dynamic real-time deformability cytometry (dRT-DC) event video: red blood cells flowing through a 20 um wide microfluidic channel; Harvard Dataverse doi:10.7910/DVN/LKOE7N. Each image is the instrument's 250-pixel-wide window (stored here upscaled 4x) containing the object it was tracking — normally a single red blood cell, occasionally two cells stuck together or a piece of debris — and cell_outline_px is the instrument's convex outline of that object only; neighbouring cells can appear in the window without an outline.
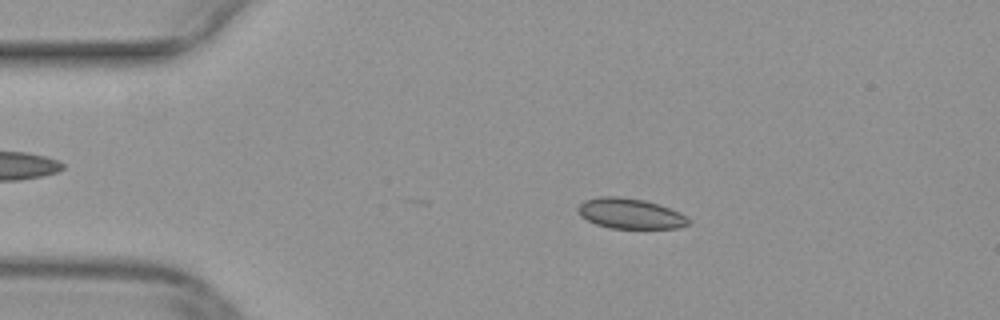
{"species": "common noctule bat (a hibernating species)", "species_latin": "Nyctalus noctula", "temperature_condition": "warm", "stored_images_in_passage": 38, "camera_frame_rate_fps": 3000, "um_per_image_px": 0.085, "animal": {"sex": "female", "body_mass_g": 29.2, "forearm_length_mm": 56.3}, "frame": {"image": 1, "passage_image": 9, "time_ms": 2.667, "image_size_px": [1000, 320], "cell_outline_px": [[692, 224], [680, 228], [608, 228], [596, 224], [580, 216], [576, 208], [584, 200], [600, 196], [616, 196], [644, 200], [660, 204], [680, 212], [688, 216], [692, 220]], "centroid_in_image_um": [53.62, 18.15], "position_along_channel_um": 31.4, "area_um2": 19.88}}
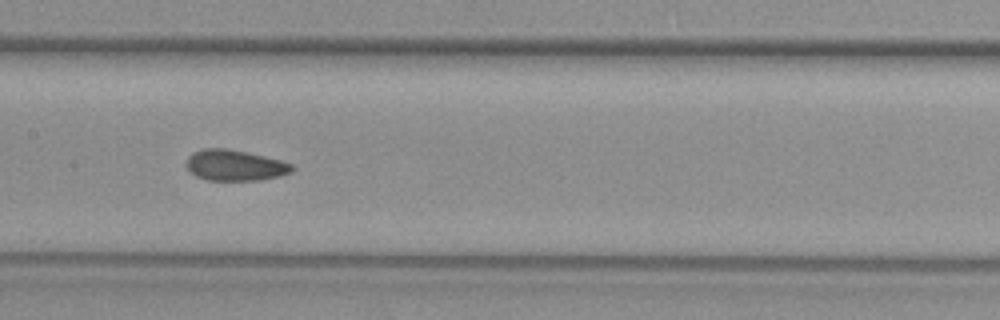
{"frame": {"image": 2, "passage_image": 24, "time_ms": 7.667, "image_size_px": [1000, 320], "cell_outline_px": [[296, 168], [292, 172], [280, 176], [260, 180], [208, 180], [196, 176], [184, 164], [188, 156], [192, 152], [204, 148], [228, 148], [264, 156], [280, 160], [292, 164]], "centroid_in_image_um": [19.97, 14.04], "position_along_channel_um": 187.4, "area_um2": 19.13}}
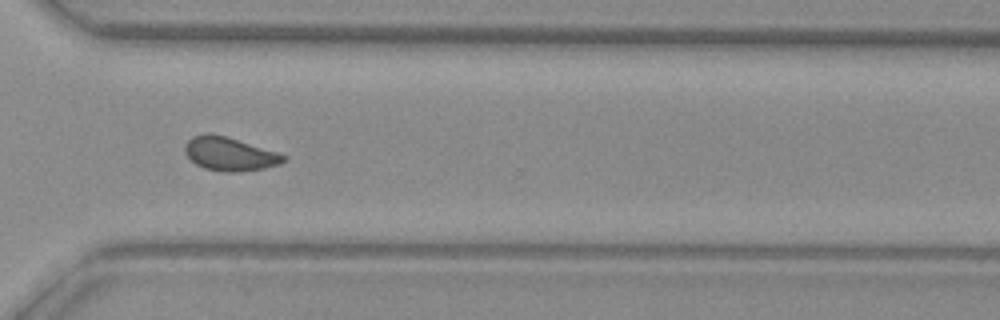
{"frame": {"image": 3, "passage_image": 36, "time_ms": 11.667, "image_size_px": [1000, 320], "cell_outline_px": [[288, 160], [280, 164], [264, 168], [236, 172], [224, 172], [204, 168], [196, 164], [184, 152], [184, 144], [192, 136], [204, 132], [208, 132], [224, 136], [276, 152], [288, 156]], "centroid_in_image_um": [19.49, 13.08], "position_along_channel_um": 351.1, "area_um2": 19.25}}